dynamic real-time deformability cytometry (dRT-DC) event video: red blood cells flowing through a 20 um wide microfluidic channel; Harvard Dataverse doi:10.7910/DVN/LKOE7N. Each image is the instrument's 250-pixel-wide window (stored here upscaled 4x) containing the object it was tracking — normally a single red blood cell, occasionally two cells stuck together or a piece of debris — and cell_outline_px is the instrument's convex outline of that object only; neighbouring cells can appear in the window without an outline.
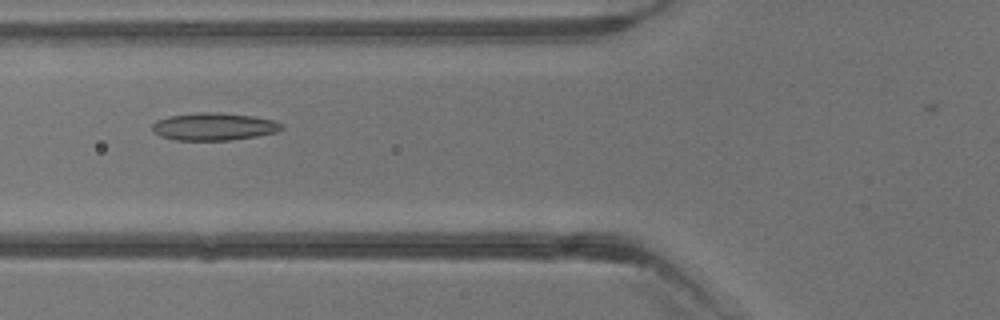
{"species": "common noctule bat (a hibernating species)", "species_latin": "Nyctalus noctula", "temperature_condition": "warm", "stored_images_in_passage": 4, "camera_frame_rate_fps": 3000, "um_per_image_px": 0.085, "animal": {"sex": "male", "body_mass_g": 13.3}, "frame": {"image": 1, "passage_image": 4, "time_ms": 3.667, "image_size_px": [1000, 320], "cell_outline_px": [[284, 128], [276, 132], [256, 136], [228, 140], [176, 140], [160, 136], [152, 128], [152, 124], [156, 120], [168, 116], [204, 112], [220, 112], [252, 116], [272, 120], [284, 124]], "centroid_in_image_um": [18.19, 10.75], "position_along_channel_um": 107.6, "area_um2": 20.63}}